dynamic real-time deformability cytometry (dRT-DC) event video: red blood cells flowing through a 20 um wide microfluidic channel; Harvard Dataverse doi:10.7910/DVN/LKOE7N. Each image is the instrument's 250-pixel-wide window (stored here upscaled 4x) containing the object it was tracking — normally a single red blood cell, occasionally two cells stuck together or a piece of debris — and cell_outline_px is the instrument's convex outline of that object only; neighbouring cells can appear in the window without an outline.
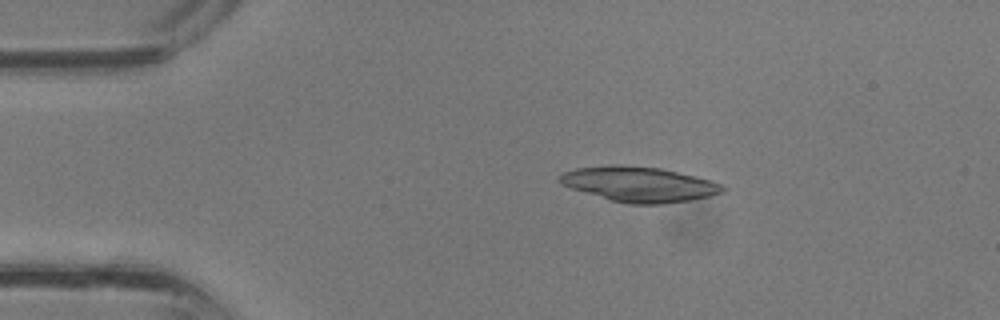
{"species": "common noctule bat (a hibernating species)", "species_latin": "Nyctalus noctula", "temperature_condition": "room temperature", "stored_images_in_passage": 7, "camera_frame_rate_fps": 3000, "um_per_image_px": 0.085, "animal": {"sex": "male", "body_mass_g": 13.3}, "frame": {"image": 1, "passage_image": 3, "time_ms": 0.667, "image_size_px": [1000, 320], "cell_outline_px": [[728, 188], [724, 192], [692, 200], [664, 204], [628, 204], [608, 200], [560, 184], [556, 180], [564, 172], [576, 168], [604, 164], [620, 164], [660, 168], [696, 176], [712, 180], [724, 184]], "centroid_in_image_um": [54.34, 15.65], "position_along_channel_um": 30.7, "area_um2": 33.87}}